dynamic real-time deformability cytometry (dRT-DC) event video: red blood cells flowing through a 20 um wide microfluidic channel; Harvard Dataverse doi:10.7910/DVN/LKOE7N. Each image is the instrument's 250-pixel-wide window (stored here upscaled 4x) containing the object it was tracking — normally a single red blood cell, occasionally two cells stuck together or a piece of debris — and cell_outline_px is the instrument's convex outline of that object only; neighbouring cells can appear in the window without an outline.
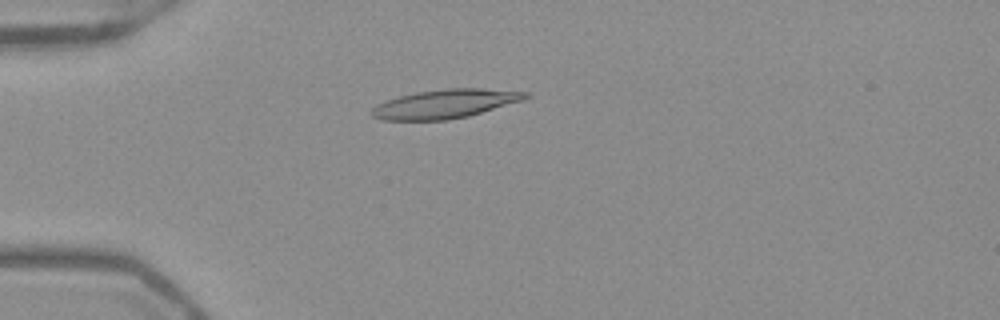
{"species": "Egyptian fruit bat (a non-hibernating species)", "species_latin": "Rousettus aegyptiacus", "temperature_condition": "warm", "stored_images_in_passage": 44, "camera_frame_rate_fps": 3000, "um_per_image_px": 0.085, "frame": {"image": 1, "passage_image": 6, "time_ms": 1.667, "image_size_px": [1000, 320], "cell_outline_px": [[532, 96], [524, 100], [468, 116], [448, 120], [380, 120], [372, 116], [368, 112], [376, 104], [400, 96], [416, 92], [444, 88], [480, 88], [528, 92]], "centroid_in_image_um": [37.83, 8.83], "position_along_channel_um": 47.2, "area_um2": 26.01}}
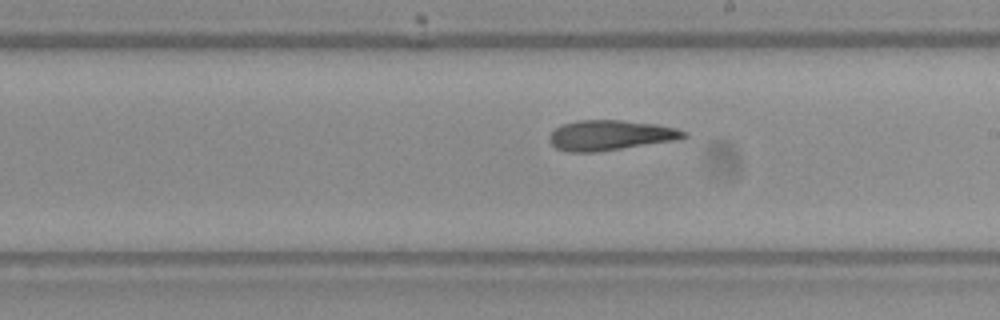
{"frame": {"image": 2, "passage_image": 22, "time_ms": 7.0, "image_size_px": [1000, 320], "cell_outline_px": [[688, 136], [676, 140], [596, 152], [568, 152], [556, 148], [548, 140], [548, 136], [556, 128], [564, 124], [580, 120], [620, 120], [656, 124], [676, 128], [688, 132]], "centroid_in_image_um": [51.88, 11.5], "position_along_channel_um": 237.1, "area_um2": 23.52}}
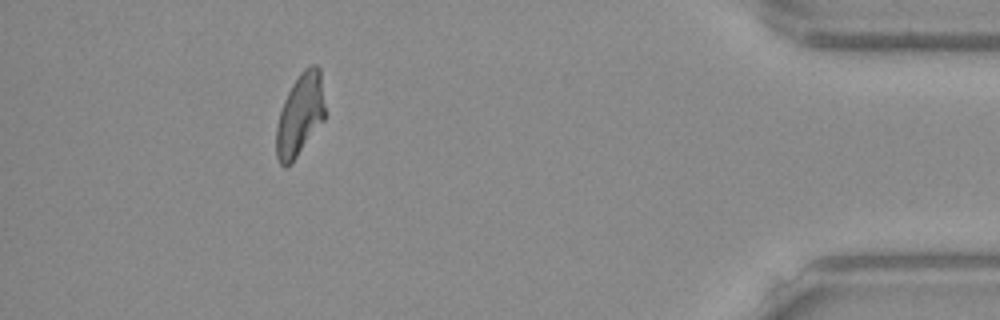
{"frame": {"image": 3, "passage_image": 39, "time_ms": 12.667, "image_size_px": [1000, 320], "cell_outline_px": [[324, 120], [292, 164], [284, 168], [280, 164], [276, 156], [276, 128], [280, 112], [284, 100], [292, 84], [300, 72], [304, 68], [312, 64], [316, 64], [320, 68], [324, 104]], "centroid_in_image_um": [25.49, 9.78], "position_along_channel_um": 409.7, "area_um2": 23.41}, "authors_computed_cell_mechanics": {"area_um2": 23.8714, "velocity_mm_per_s": 3.9363, "shape_relaxation_time_tau1_ms": null, "shape_relaxation_time_tau2_ms": 4.0572, "deformation_change_tau1": null, "deformation_change_tau2": 0.1264}}